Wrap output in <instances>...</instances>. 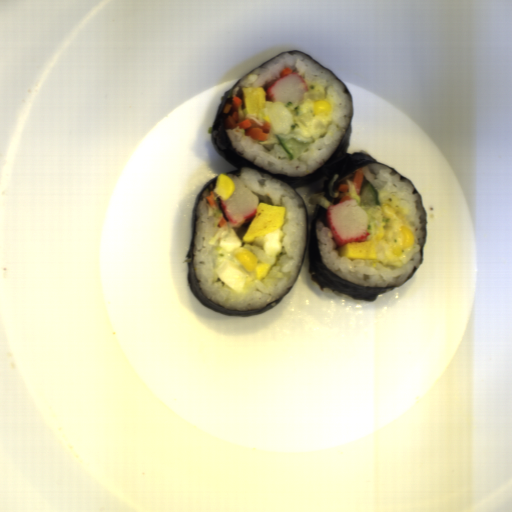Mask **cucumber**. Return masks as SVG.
<instances>
[{
	"label": "cucumber",
	"mask_w": 512,
	"mask_h": 512,
	"mask_svg": "<svg viewBox=\"0 0 512 512\" xmlns=\"http://www.w3.org/2000/svg\"><path fill=\"white\" fill-rule=\"evenodd\" d=\"M276 136V135H275ZM279 145L285 150L286 154L289 157V161H293L299 156H301L307 148L314 142L309 143H300L293 139L292 137L290 139H281L278 136H276Z\"/></svg>",
	"instance_id": "1"
},
{
	"label": "cucumber",
	"mask_w": 512,
	"mask_h": 512,
	"mask_svg": "<svg viewBox=\"0 0 512 512\" xmlns=\"http://www.w3.org/2000/svg\"><path fill=\"white\" fill-rule=\"evenodd\" d=\"M360 203L359 206L379 207L381 202L379 199V192L375 186L369 181L361 186L359 191Z\"/></svg>",
	"instance_id": "2"
}]
</instances>
